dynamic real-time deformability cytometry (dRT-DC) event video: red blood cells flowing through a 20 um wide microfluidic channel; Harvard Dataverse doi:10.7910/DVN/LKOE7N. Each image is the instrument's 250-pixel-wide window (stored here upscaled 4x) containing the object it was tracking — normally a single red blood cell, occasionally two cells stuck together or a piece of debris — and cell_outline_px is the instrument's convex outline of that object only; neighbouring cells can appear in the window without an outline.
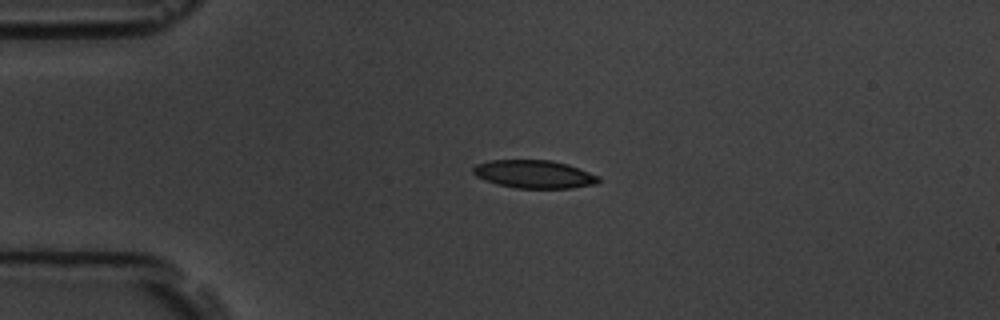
{"species": "common noctule bat (a hibernating species)", "species_latin": "Nyctalus noctula", "temperature_condition": "room temperature", "stored_images_in_passage": 5, "camera_frame_rate_fps": 3000, "um_per_image_px": 0.085, "animal": {"sex": "male", "body_mass_g": 19.5, "forearm_length_mm": 54.6}, "frame": {"image": 1, "passage_image": 3, "time_ms": 2.333, "image_size_px": [1000, 320], "cell_outline_px": [[600, 180], [596, 184], [572, 188], [516, 188], [496, 184], [476, 176], [472, 172], [472, 168], [476, 164], [488, 160], [552, 160], [568, 164], [600, 176]], "centroid_in_image_um": [45.4, 14.8], "position_along_channel_um": 39.6, "area_um2": 20.63}}
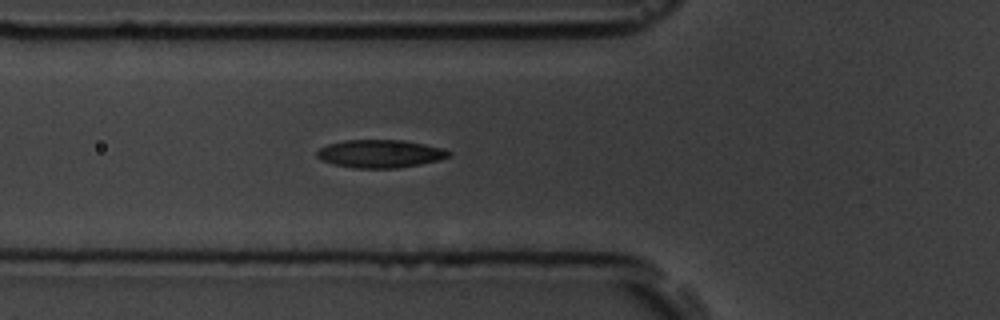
{"frame": {"image": 2, "passage_image": 5, "time_ms": 4.667, "image_size_px": [1000, 320], "cell_outline_px": [[452, 152], [448, 156], [440, 160], [420, 164], [396, 168], [356, 168], [332, 164], [320, 160], [316, 156], [316, 152], [320, 148], [328, 144], [344, 140], [404, 140], [444, 148]], "centroid_in_image_um": [32.3, 13.06], "position_along_channel_um": 93.5, "area_um2": 21.56}}